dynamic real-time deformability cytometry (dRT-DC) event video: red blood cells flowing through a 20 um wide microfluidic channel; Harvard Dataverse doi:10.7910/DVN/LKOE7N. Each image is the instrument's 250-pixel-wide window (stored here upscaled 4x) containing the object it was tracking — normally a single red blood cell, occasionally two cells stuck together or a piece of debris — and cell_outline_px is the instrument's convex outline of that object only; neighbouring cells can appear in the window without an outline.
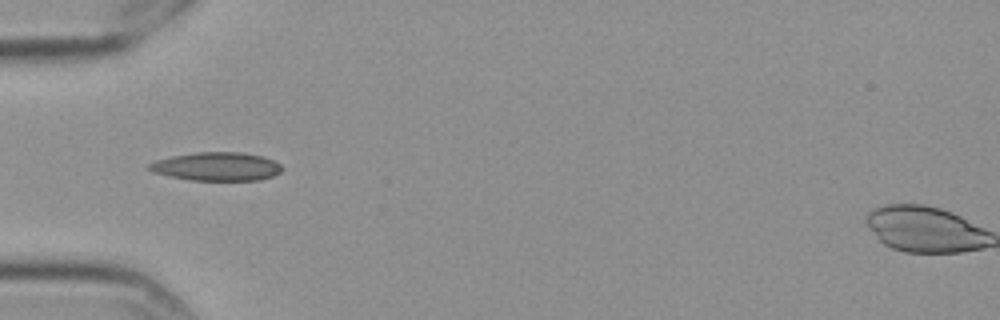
{"species": "Egyptian fruit bat (a non-hibernating species)", "species_latin": "Rousettus aegyptiacus", "temperature_condition": "cold", "stored_images_in_passage": 9, "camera_frame_rate_fps": 3000, "um_per_image_px": 0.085, "frame": {"image": 1, "passage_image": 5, "time_ms": 1.333, "image_size_px": [1000, 320], "cell_outline_px": [[284, 168], [280, 172], [272, 176], [260, 180], [192, 180], [152, 172], [148, 168], [148, 164], [156, 160], [172, 156], [196, 152], [240, 152], [260, 156], [272, 160], [280, 164]], "centroid_in_image_um": [18.42, 14.15], "position_along_channel_um": 66.6, "area_um2": 21.85}}
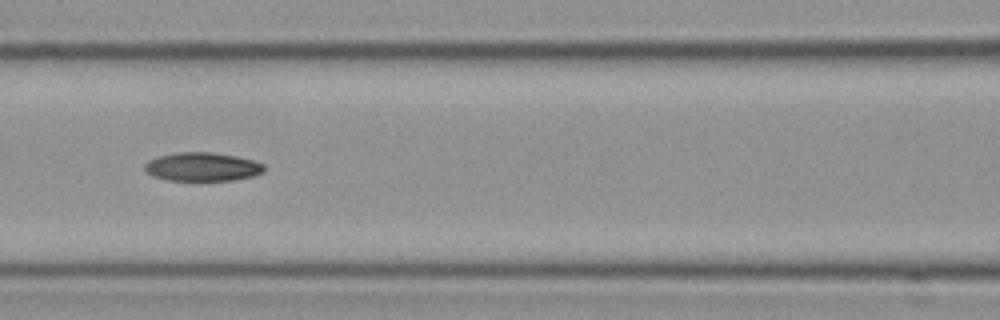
{"frame": {"image": 2, "passage_image": 7, "time_ms": 2.0, "image_size_px": [1000, 320], "cell_outline_px": [[264, 172], [252, 176], [232, 180], [168, 180], [152, 176], [144, 168], [144, 164], [148, 160], [160, 156], [180, 152], [212, 152], [236, 156], [252, 160], [264, 164]], "centroid_in_image_um": [17.2, 14.17], "position_along_channel_um": 149.4, "area_um2": 19.77}}
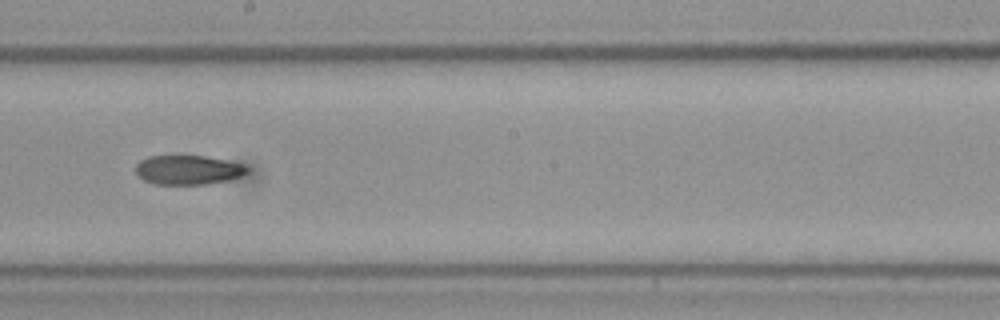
{"frame": {"image": 3, "passage_image": 9, "time_ms": 2.667, "image_size_px": [1000, 320], "cell_outline_px": [[248, 172], [240, 176], [228, 180], [208, 184], [152, 184], [144, 180], [136, 172], [136, 164], [140, 160], [148, 156], [204, 156], [244, 164], [248, 168]], "centroid_in_image_um": [15.98, 14.44], "position_along_channel_um": 232.2, "area_um2": 18.96}}